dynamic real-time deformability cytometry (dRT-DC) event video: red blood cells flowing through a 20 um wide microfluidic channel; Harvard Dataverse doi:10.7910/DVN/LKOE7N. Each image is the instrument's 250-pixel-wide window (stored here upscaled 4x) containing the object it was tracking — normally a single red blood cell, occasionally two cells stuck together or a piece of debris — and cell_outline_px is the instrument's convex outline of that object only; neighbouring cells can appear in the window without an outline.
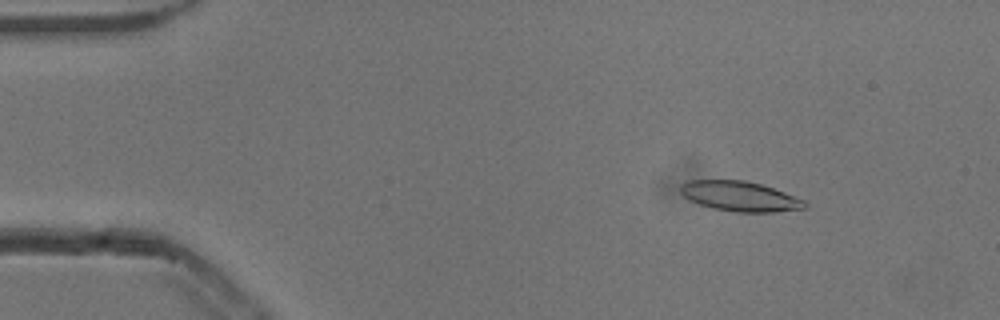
{"species": "common noctule bat (a hibernating species)", "species_latin": "Nyctalus noctula", "temperature_condition": "cold", "stored_images_in_passage": 51, "camera_frame_rate_fps": 3000, "um_per_image_px": 0.085, "animal": {"sex": "male", "body_mass_g": 13.3}, "frame": {"image": 1, "passage_image": 5, "time_ms": 1.333, "image_size_px": [1000, 320], "cell_outline_px": [[808, 208], [776, 212], [736, 212], [712, 208], [688, 200], [680, 192], [680, 184], [688, 180], [744, 180], [760, 184], [784, 192], [804, 200], [808, 204]], "centroid_in_image_um": [62.89, 16.69], "position_along_channel_um": 22.1, "area_um2": 21.79}}
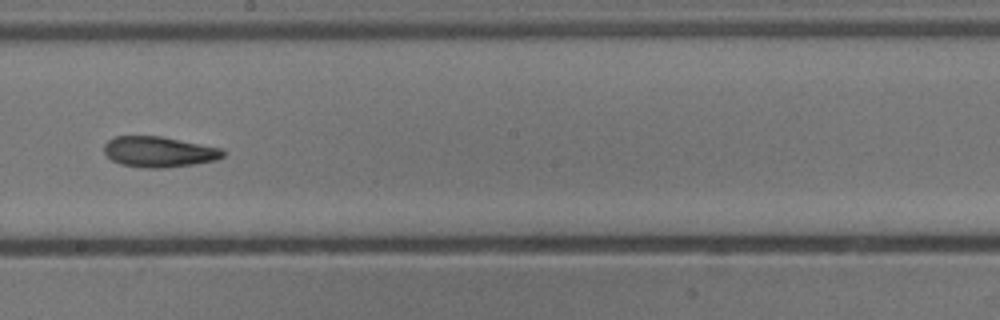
{"frame": {"image": 2, "passage_image": 28, "time_ms": 9.0, "image_size_px": [1000, 320], "cell_outline_px": [[224, 156], [216, 160], [168, 168], [144, 168], [120, 164], [112, 160], [104, 152], [104, 144], [108, 140], [116, 136], [160, 136], [224, 148]], "centroid_in_image_um": [13.52, 12.9], "position_along_channel_um": 234.7, "area_um2": 21.33}}
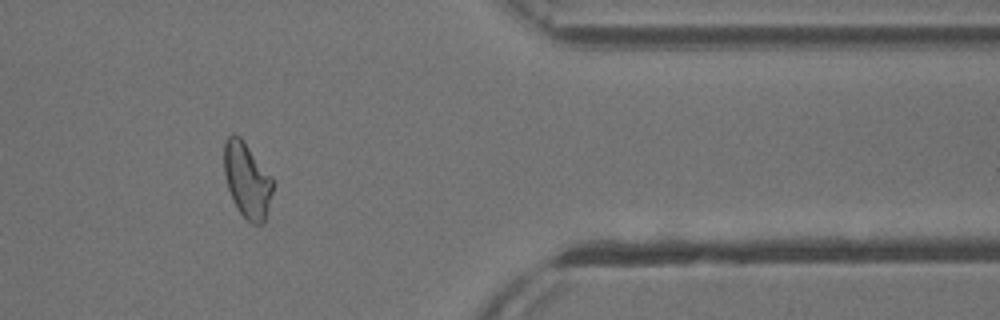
{"frame": {"image": 3, "passage_image": 42, "time_ms": 13.667, "image_size_px": [1000, 320], "cell_outline_px": [[272, 192], [264, 224], [252, 224], [240, 212], [228, 188], [224, 176], [224, 140], [232, 132], [240, 136], [272, 176]], "centroid_in_image_um": [20.99, 15.27], "position_along_channel_um": 390.4, "area_um2": 21.27}, "authors_computed_cell_mechanics": {"area_um2": 21.675, "velocity_mm_per_s": 3.8241, "shape_relaxation_time_tau1_ms": null, "shape_relaxation_time_tau2_ms": 8.5042, "deformation_change_tau1": null, "deformation_change_tau2": 0.1877}}